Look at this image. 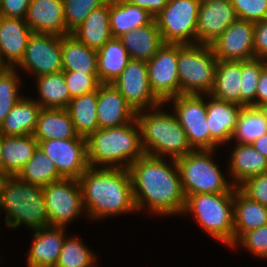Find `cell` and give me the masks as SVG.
<instances>
[{
    "label": "cell",
    "mask_w": 267,
    "mask_h": 267,
    "mask_svg": "<svg viewBox=\"0 0 267 267\" xmlns=\"http://www.w3.org/2000/svg\"><path fill=\"white\" fill-rule=\"evenodd\" d=\"M165 161L144 154L128 168L137 212L144 208L160 216L183 213L186 197L176 160Z\"/></svg>",
    "instance_id": "obj_1"
},
{
    "label": "cell",
    "mask_w": 267,
    "mask_h": 267,
    "mask_svg": "<svg viewBox=\"0 0 267 267\" xmlns=\"http://www.w3.org/2000/svg\"><path fill=\"white\" fill-rule=\"evenodd\" d=\"M78 180L88 217L100 220L137 211L127 168L89 167Z\"/></svg>",
    "instance_id": "obj_2"
},
{
    "label": "cell",
    "mask_w": 267,
    "mask_h": 267,
    "mask_svg": "<svg viewBox=\"0 0 267 267\" xmlns=\"http://www.w3.org/2000/svg\"><path fill=\"white\" fill-rule=\"evenodd\" d=\"M89 167L129 168L145 154L137 120L109 128H99L87 138Z\"/></svg>",
    "instance_id": "obj_3"
},
{
    "label": "cell",
    "mask_w": 267,
    "mask_h": 267,
    "mask_svg": "<svg viewBox=\"0 0 267 267\" xmlns=\"http://www.w3.org/2000/svg\"><path fill=\"white\" fill-rule=\"evenodd\" d=\"M163 104L150 108L148 113L137 112L141 144L145 154L176 160L194 149L175 114L160 110Z\"/></svg>",
    "instance_id": "obj_4"
},
{
    "label": "cell",
    "mask_w": 267,
    "mask_h": 267,
    "mask_svg": "<svg viewBox=\"0 0 267 267\" xmlns=\"http://www.w3.org/2000/svg\"><path fill=\"white\" fill-rule=\"evenodd\" d=\"M0 204L5 223L16 229L21 224L35 230L49 226L43 187L21 181L17 176H4L0 182Z\"/></svg>",
    "instance_id": "obj_5"
},
{
    "label": "cell",
    "mask_w": 267,
    "mask_h": 267,
    "mask_svg": "<svg viewBox=\"0 0 267 267\" xmlns=\"http://www.w3.org/2000/svg\"><path fill=\"white\" fill-rule=\"evenodd\" d=\"M234 191L235 187L228 193L187 196L183 211L192 213L206 233L229 248L234 244Z\"/></svg>",
    "instance_id": "obj_6"
},
{
    "label": "cell",
    "mask_w": 267,
    "mask_h": 267,
    "mask_svg": "<svg viewBox=\"0 0 267 267\" xmlns=\"http://www.w3.org/2000/svg\"><path fill=\"white\" fill-rule=\"evenodd\" d=\"M216 150H192L176 159L185 197L198 193H228L235 186L213 159ZM230 182V183H229Z\"/></svg>",
    "instance_id": "obj_7"
},
{
    "label": "cell",
    "mask_w": 267,
    "mask_h": 267,
    "mask_svg": "<svg viewBox=\"0 0 267 267\" xmlns=\"http://www.w3.org/2000/svg\"><path fill=\"white\" fill-rule=\"evenodd\" d=\"M217 62L210 45L179 44L180 94L208 95L214 86Z\"/></svg>",
    "instance_id": "obj_8"
},
{
    "label": "cell",
    "mask_w": 267,
    "mask_h": 267,
    "mask_svg": "<svg viewBox=\"0 0 267 267\" xmlns=\"http://www.w3.org/2000/svg\"><path fill=\"white\" fill-rule=\"evenodd\" d=\"M201 0H169L154 18L164 43L197 44Z\"/></svg>",
    "instance_id": "obj_9"
},
{
    "label": "cell",
    "mask_w": 267,
    "mask_h": 267,
    "mask_svg": "<svg viewBox=\"0 0 267 267\" xmlns=\"http://www.w3.org/2000/svg\"><path fill=\"white\" fill-rule=\"evenodd\" d=\"M49 226L66 227L85 212L79 180L62 178L43 186Z\"/></svg>",
    "instance_id": "obj_10"
},
{
    "label": "cell",
    "mask_w": 267,
    "mask_h": 267,
    "mask_svg": "<svg viewBox=\"0 0 267 267\" xmlns=\"http://www.w3.org/2000/svg\"><path fill=\"white\" fill-rule=\"evenodd\" d=\"M204 95L180 94L167 100L173 103V113L184 129L194 150H210V132L207 124Z\"/></svg>",
    "instance_id": "obj_11"
},
{
    "label": "cell",
    "mask_w": 267,
    "mask_h": 267,
    "mask_svg": "<svg viewBox=\"0 0 267 267\" xmlns=\"http://www.w3.org/2000/svg\"><path fill=\"white\" fill-rule=\"evenodd\" d=\"M17 67L35 78L62 71L61 36L32 33L21 61L14 68Z\"/></svg>",
    "instance_id": "obj_12"
},
{
    "label": "cell",
    "mask_w": 267,
    "mask_h": 267,
    "mask_svg": "<svg viewBox=\"0 0 267 267\" xmlns=\"http://www.w3.org/2000/svg\"><path fill=\"white\" fill-rule=\"evenodd\" d=\"M178 52L179 44L165 43L147 61L148 81L151 91L162 103L180 95L177 69Z\"/></svg>",
    "instance_id": "obj_13"
},
{
    "label": "cell",
    "mask_w": 267,
    "mask_h": 267,
    "mask_svg": "<svg viewBox=\"0 0 267 267\" xmlns=\"http://www.w3.org/2000/svg\"><path fill=\"white\" fill-rule=\"evenodd\" d=\"M38 147L54 162L62 178L78 180L89 168L87 140L83 136L42 140L38 141Z\"/></svg>",
    "instance_id": "obj_14"
},
{
    "label": "cell",
    "mask_w": 267,
    "mask_h": 267,
    "mask_svg": "<svg viewBox=\"0 0 267 267\" xmlns=\"http://www.w3.org/2000/svg\"><path fill=\"white\" fill-rule=\"evenodd\" d=\"M112 84L136 112L162 104L151 91L147 61L131 59Z\"/></svg>",
    "instance_id": "obj_15"
},
{
    "label": "cell",
    "mask_w": 267,
    "mask_h": 267,
    "mask_svg": "<svg viewBox=\"0 0 267 267\" xmlns=\"http://www.w3.org/2000/svg\"><path fill=\"white\" fill-rule=\"evenodd\" d=\"M254 23L237 19L210 46L217 60L243 61L255 58Z\"/></svg>",
    "instance_id": "obj_16"
},
{
    "label": "cell",
    "mask_w": 267,
    "mask_h": 267,
    "mask_svg": "<svg viewBox=\"0 0 267 267\" xmlns=\"http://www.w3.org/2000/svg\"><path fill=\"white\" fill-rule=\"evenodd\" d=\"M237 19L231 0H201L197 18V44L211 45Z\"/></svg>",
    "instance_id": "obj_17"
},
{
    "label": "cell",
    "mask_w": 267,
    "mask_h": 267,
    "mask_svg": "<svg viewBox=\"0 0 267 267\" xmlns=\"http://www.w3.org/2000/svg\"><path fill=\"white\" fill-rule=\"evenodd\" d=\"M205 96L209 98L206 99V119L210 132V150H215L219 144L231 141L243 106L216 99L209 94Z\"/></svg>",
    "instance_id": "obj_18"
},
{
    "label": "cell",
    "mask_w": 267,
    "mask_h": 267,
    "mask_svg": "<svg viewBox=\"0 0 267 267\" xmlns=\"http://www.w3.org/2000/svg\"><path fill=\"white\" fill-rule=\"evenodd\" d=\"M137 112L113 84H100L97 89L99 128L118 127L136 119Z\"/></svg>",
    "instance_id": "obj_19"
},
{
    "label": "cell",
    "mask_w": 267,
    "mask_h": 267,
    "mask_svg": "<svg viewBox=\"0 0 267 267\" xmlns=\"http://www.w3.org/2000/svg\"><path fill=\"white\" fill-rule=\"evenodd\" d=\"M24 20L33 33L71 34L65 23L63 0H30Z\"/></svg>",
    "instance_id": "obj_20"
},
{
    "label": "cell",
    "mask_w": 267,
    "mask_h": 267,
    "mask_svg": "<svg viewBox=\"0 0 267 267\" xmlns=\"http://www.w3.org/2000/svg\"><path fill=\"white\" fill-rule=\"evenodd\" d=\"M65 227L47 226L32 230L33 241L28 250V267H55L65 236Z\"/></svg>",
    "instance_id": "obj_21"
},
{
    "label": "cell",
    "mask_w": 267,
    "mask_h": 267,
    "mask_svg": "<svg viewBox=\"0 0 267 267\" xmlns=\"http://www.w3.org/2000/svg\"><path fill=\"white\" fill-rule=\"evenodd\" d=\"M32 33L24 19L2 17L0 57L7 67L14 68L21 61Z\"/></svg>",
    "instance_id": "obj_22"
},
{
    "label": "cell",
    "mask_w": 267,
    "mask_h": 267,
    "mask_svg": "<svg viewBox=\"0 0 267 267\" xmlns=\"http://www.w3.org/2000/svg\"><path fill=\"white\" fill-rule=\"evenodd\" d=\"M133 60H150L165 44L155 19L118 37Z\"/></svg>",
    "instance_id": "obj_23"
},
{
    "label": "cell",
    "mask_w": 267,
    "mask_h": 267,
    "mask_svg": "<svg viewBox=\"0 0 267 267\" xmlns=\"http://www.w3.org/2000/svg\"><path fill=\"white\" fill-rule=\"evenodd\" d=\"M38 148L34 135L4 136L2 140L1 175L17 176Z\"/></svg>",
    "instance_id": "obj_24"
},
{
    "label": "cell",
    "mask_w": 267,
    "mask_h": 267,
    "mask_svg": "<svg viewBox=\"0 0 267 267\" xmlns=\"http://www.w3.org/2000/svg\"><path fill=\"white\" fill-rule=\"evenodd\" d=\"M234 146L231 150L228 171L235 187L247 178L267 172V158L252 144L235 143Z\"/></svg>",
    "instance_id": "obj_25"
},
{
    "label": "cell",
    "mask_w": 267,
    "mask_h": 267,
    "mask_svg": "<svg viewBox=\"0 0 267 267\" xmlns=\"http://www.w3.org/2000/svg\"><path fill=\"white\" fill-rule=\"evenodd\" d=\"M109 20L110 0L93 10L71 34L84 45L98 51L113 38Z\"/></svg>",
    "instance_id": "obj_26"
},
{
    "label": "cell",
    "mask_w": 267,
    "mask_h": 267,
    "mask_svg": "<svg viewBox=\"0 0 267 267\" xmlns=\"http://www.w3.org/2000/svg\"><path fill=\"white\" fill-rule=\"evenodd\" d=\"M233 218L235 243L244 233L267 225V207L249 199L235 187Z\"/></svg>",
    "instance_id": "obj_27"
},
{
    "label": "cell",
    "mask_w": 267,
    "mask_h": 267,
    "mask_svg": "<svg viewBox=\"0 0 267 267\" xmlns=\"http://www.w3.org/2000/svg\"><path fill=\"white\" fill-rule=\"evenodd\" d=\"M41 109L35 99L21 98L0 125V133L4 136L33 135Z\"/></svg>",
    "instance_id": "obj_28"
},
{
    "label": "cell",
    "mask_w": 267,
    "mask_h": 267,
    "mask_svg": "<svg viewBox=\"0 0 267 267\" xmlns=\"http://www.w3.org/2000/svg\"><path fill=\"white\" fill-rule=\"evenodd\" d=\"M33 135L37 141L79 137L72 118L66 109L46 108L40 110L37 127Z\"/></svg>",
    "instance_id": "obj_29"
},
{
    "label": "cell",
    "mask_w": 267,
    "mask_h": 267,
    "mask_svg": "<svg viewBox=\"0 0 267 267\" xmlns=\"http://www.w3.org/2000/svg\"><path fill=\"white\" fill-rule=\"evenodd\" d=\"M131 60L118 38H112L97 51V74L101 84H112Z\"/></svg>",
    "instance_id": "obj_30"
},
{
    "label": "cell",
    "mask_w": 267,
    "mask_h": 267,
    "mask_svg": "<svg viewBox=\"0 0 267 267\" xmlns=\"http://www.w3.org/2000/svg\"><path fill=\"white\" fill-rule=\"evenodd\" d=\"M62 71L97 73V51L80 42L74 35L61 36Z\"/></svg>",
    "instance_id": "obj_31"
},
{
    "label": "cell",
    "mask_w": 267,
    "mask_h": 267,
    "mask_svg": "<svg viewBox=\"0 0 267 267\" xmlns=\"http://www.w3.org/2000/svg\"><path fill=\"white\" fill-rule=\"evenodd\" d=\"M154 17L145 9L124 0H110V29L113 38L148 25Z\"/></svg>",
    "instance_id": "obj_32"
},
{
    "label": "cell",
    "mask_w": 267,
    "mask_h": 267,
    "mask_svg": "<svg viewBox=\"0 0 267 267\" xmlns=\"http://www.w3.org/2000/svg\"><path fill=\"white\" fill-rule=\"evenodd\" d=\"M242 61L218 60L212 97L241 105Z\"/></svg>",
    "instance_id": "obj_33"
},
{
    "label": "cell",
    "mask_w": 267,
    "mask_h": 267,
    "mask_svg": "<svg viewBox=\"0 0 267 267\" xmlns=\"http://www.w3.org/2000/svg\"><path fill=\"white\" fill-rule=\"evenodd\" d=\"M39 99L35 101L46 109H66L71 101L64 72L44 74L35 78Z\"/></svg>",
    "instance_id": "obj_34"
},
{
    "label": "cell",
    "mask_w": 267,
    "mask_h": 267,
    "mask_svg": "<svg viewBox=\"0 0 267 267\" xmlns=\"http://www.w3.org/2000/svg\"><path fill=\"white\" fill-rule=\"evenodd\" d=\"M66 110L79 136L87 138L99 129L97 120V91L71 99Z\"/></svg>",
    "instance_id": "obj_35"
},
{
    "label": "cell",
    "mask_w": 267,
    "mask_h": 267,
    "mask_svg": "<svg viewBox=\"0 0 267 267\" xmlns=\"http://www.w3.org/2000/svg\"><path fill=\"white\" fill-rule=\"evenodd\" d=\"M17 177L21 181L41 187L62 179L54 162L39 147Z\"/></svg>",
    "instance_id": "obj_36"
},
{
    "label": "cell",
    "mask_w": 267,
    "mask_h": 267,
    "mask_svg": "<svg viewBox=\"0 0 267 267\" xmlns=\"http://www.w3.org/2000/svg\"><path fill=\"white\" fill-rule=\"evenodd\" d=\"M267 133V121L258 107L244 106L238 116L231 140L236 143L251 144Z\"/></svg>",
    "instance_id": "obj_37"
},
{
    "label": "cell",
    "mask_w": 267,
    "mask_h": 267,
    "mask_svg": "<svg viewBox=\"0 0 267 267\" xmlns=\"http://www.w3.org/2000/svg\"><path fill=\"white\" fill-rule=\"evenodd\" d=\"M96 257L79 237H66L55 267H96Z\"/></svg>",
    "instance_id": "obj_38"
},
{
    "label": "cell",
    "mask_w": 267,
    "mask_h": 267,
    "mask_svg": "<svg viewBox=\"0 0 267 267\" xmlns=\"http://www.w3.org/2000/svg\"><path fill=\"white\" fill-rule=\"evenodd\" d=\"M22 81L15 68H6L0 72V125L12 107L24 96L19 92Z\"/></svg>",
    "instance_id": "obj_39"
},
{
    "label": "cell",
    "mask_w": 267,
    "mask_h": 267,
    "mask_svg": "<svg viewBox=\"0 0 267 267\" xmlns=\"http://www.w3.org/2000/svg\"><path fill=\"white\" fill-rule=\"evenodd\" d=\"M263 69L264 63L262 59L252 58L242 61L241 106L256 107L257 84Z\"/></svg>",
    "instance_id": "obj_40"
},
{
    "label": "cell",
    "mask_w": 267,
    "mask_h": 267,
    "mask_svg": "<svg viewBox=\"0 0 267 267\" xmlns=\"http://www.w3.org/2000/svg\"><path fill=\"white\" fill-rule=\"evenodd\" d=\"M108 0H63L65 23L72 33L93 11L100 8Z\"/></svg>",
    "instance_id": "obj_41"
},
{
    "label": "cell",
    "mask_w": 267,
    "mask_h": 267,
    "mask_svg": "<svg viewBox=\"0 0 267 267\" xmlns=\"http://www.w3.org/2000/svg\"><path fill=\"white\" fill-rule=\"evenodd\" d=\"M63 72L71 98L97 91L98 86L101 84L97 73Z\"/></svg>",
    "instance_id": "obj_42"
},
{
    "label": "cell",
    "mask_w": 267,
    "mask_h": 267,
    "mask_svg": "<svg viewBox=\"0 0 267 267\" xmlns=\"http://www.w3.org/2000/svg\"><path fill=\"white\" fill-rule=\"evenodd\" d=\"M239 245L254 256L267 259V225L244 233L231 248Z\"/></svg>",
    "instance_id": "obj_43"
},
{
    "label": "cell",
    "mask_w": 267,
    "mask_h": 267,
    "mask_svg": "<svg viewBox=\"0 0 267 267\" xmlns=\"http://www.w3.org/2000/svg\"><path fill=\"white\" fill-rule=\"evenodd\" d=\"M237 18L252 23L267 18V0H231Z\"/></svg>",
    "instance_id": "obj_44"
},
{
    "label": "cell",
    "mask_w": 267,
    "mask_h": 267,
    "mask_svg": "<svg viewBox=\"0 0 267 267\" xmlns=\"http://www.w3.org/2000/svg\"><path fill=\"white\" fill-rule=\"evenodd\" d=\"M237 188L249 199L267 207V172L247 178Z\"/></svg>",
    "instance_id": "obj_45"
},
{
    "label": "cell",
    "mask_w": 267,
    "mask_h": 267,
    "mask_svg": "<svg viewBox=\"0 0 267 267\" xmlns=\"http://www.w3.org/2000/svg\"><path fill=\"white\" fill-rule=\"evenodd\" d=\"M30 0H0V8L3 17L24 19Z\"/></svg>",
    "instance_id": "obj_46"
},
{
    "label": "cell",
    "mask_w": 267,
    "mask_h": 267,
    "mask_svg": "<svg viewBox=\"0 0 267 267\" xmlns=\"http://www.w3.org/2000/svg\"><path fill=\"white\" fill-rule=\"evenodd\" d=\"M254 54L255 58L267 57V18L254 23Z\"/></svg>",
    "instance_id": "obj_47"
},
{
    "label": "cell",
    "mask_w": 267,
    "mask_h": 267,
    "mask_svg": "<svg viewBox=\"0 0 267 267\" xmlns=\"http://www.w3.org/2000/svg\"><path fill=\"white\" fill-rule=\"evenodd\" d=\"M127 3L139 6L147 10L154 18L167 5L169 0H124Z\"/></svg>",
    "instance_id": "obj_48"
},
{
    "label": "cell",
    "mask_w": 267,
    "mask_h": 267,
    "mask_svg": "<svg viewBox=\"0 0 267 267\" xmlns=\"http://www.w3.org/2000/svg\"><path fill=\"white\" fill-rule=\"evenodd\" d=\"M265 103H267V70L264 68L257 84L256 107Z\"/></svg>",
    "instance_id": "obj_49"
},
{
    "label": "cell",
    "mask_w": 267,
    "mask_h": 267,
    "mask_svg": "<svg viewBox=\"0 0 267 267\" xmlns=\"http://www.w3.org/2000/svg\"><path fill=\"white\" fill-rule=\"evenodd\" d=\"M252 146L267 158V133L251 143Z\"/></svg>",
    "instance_id": "obj_50"
},
{
    "label": "cell",
    "mask_w": 267,
    "mask_h": 267,
    "mask_svg": "<svg viewBox=\"0 0 267 267\" xmlns=\"http://www.w3.org/2000/svg\"><path fill=\"white\" fill-rule=\"evenodd\" d=\"M258 108L264 114L265 120L267 121V103L259 105Z\"/></svg>",
    "instance_id": "obj_51"
},
{
    "label": "cell",
    "mask_w": 267,
    "mask_h": 267,
    "mask_svg": "<svg viewBox=\"0 0 267 267\" xmlns=\"http://www.w3.org/2000/svg\"><path fill=\"white\" fill-rule=\"evenodd\" d=\"M2 140H3V135L0 133V175H1V166H2V155H1Z\"/></svg>",
    "instance_id": "obj_52"
},
{
    "label": "cell",
    "mask_w": 267,
    "mask_h": 267,
    "mask_svg": "<svg viewBox=\"0 0 267 267\" xmlns=\"http://www.w3.org/2000/svg\"><path fill=\"white\" fill-rule=\"evenodd\" d=\"M6 68H8L2 61L1 57H0V72L4 71Z\"/></svg>",
    "instance_id": "obj_53"
},
{
    "label": "cell",
    "mask_w": 267,
    "mask_h": 267,
    "mask_svg": "<svg viewBox=\"0 0 267 267\" xmlns=\"http://www.w3.org/2000/svg\"><path fill=\"white\" fill-rule=\"evenodd\" d=\"M264 63V68L267 70V57L262 59Z\"/></svg>",
    "instance_id": "obj_54"
},
{
    "label": "cell",
    "mask_w": 267,
    "mask_h": 267,
    "mask_svg": "<svg viewBox=\"0 0 267 267\" xmlns=\"http://www.w3.org/2000/svg\"><path fill=\"white\" fill-rule=\"evenodd\" d=\"M2 17H3V16H2V13H1V8H0V20L2 19Z\"/></svg>",
    "instance_id": "obj_55"
}]
</instances>
